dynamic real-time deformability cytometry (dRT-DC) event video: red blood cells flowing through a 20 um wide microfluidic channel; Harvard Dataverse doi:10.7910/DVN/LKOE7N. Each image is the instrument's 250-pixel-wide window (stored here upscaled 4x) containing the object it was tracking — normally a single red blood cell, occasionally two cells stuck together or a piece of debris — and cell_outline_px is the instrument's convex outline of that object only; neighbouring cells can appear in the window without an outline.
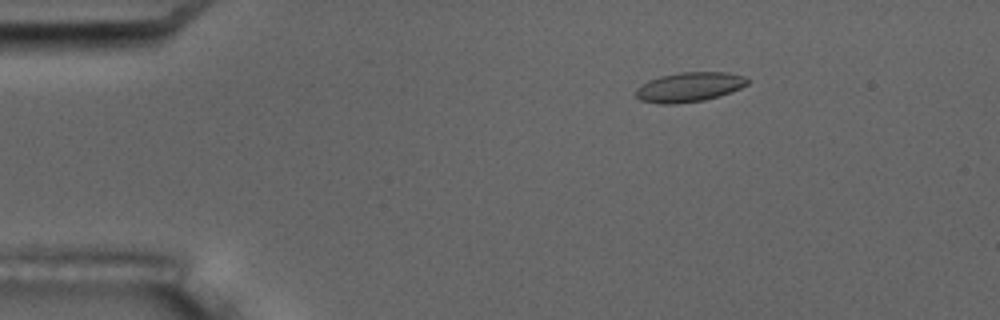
{"species": "common noctule bat (a hibernating species)", "species_latin": "Nyctalus noctula", "temperature_condition": "room temperature", "stored_images_in_passage": 6, "camera_frame_rate_fps": 3000, "um_per_image_px": 0.085, "animal": {"sex": "male", "body_mass_g": 17.5, "forearm_length_mm": 52.3}, "frame": {"image": 1, "passage_image": 3, "time_ms": 2.333, "image_size_px": [1000, 320], "cell_outline_px": [[748, 84], [732, 92], [720, 96], [704, 100], [676, 104], [660, 104], [640, 100], [636, 96], [636, 88], [648, 80], [660, 76], [680, 72], [728, 72], [744, 76], [748, 80]], "centroid_in_image_um": [58.59, 7.4], "position_along_channel_um": 26.4, "area_um2": 19.36}}